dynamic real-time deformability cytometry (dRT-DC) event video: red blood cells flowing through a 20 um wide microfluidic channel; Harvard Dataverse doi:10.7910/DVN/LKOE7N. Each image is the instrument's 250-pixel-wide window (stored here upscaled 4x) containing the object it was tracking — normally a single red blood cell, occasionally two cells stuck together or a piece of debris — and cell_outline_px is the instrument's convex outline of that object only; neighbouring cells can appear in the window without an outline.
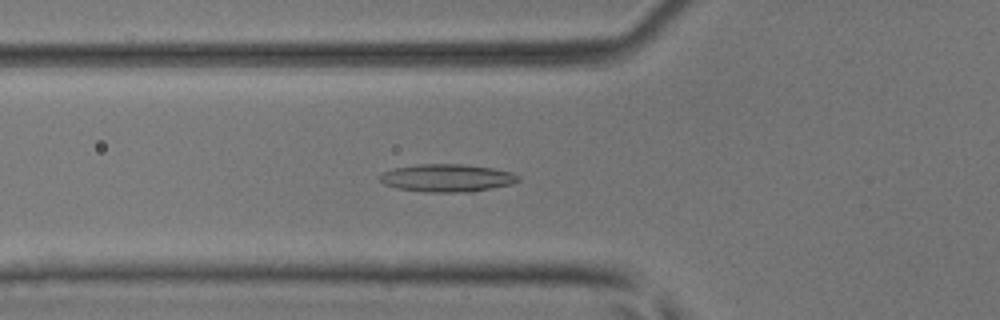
{"species": "common noctule bat (a hibernating species)", "species_latin": "Nyctalus noctula", "temperature_condition": "room temperature", "stored_images_in_passage": 36, "camera_frame_rate_fps": 3000, "um_per_image_px": 0.085, "animal": {"sex": "male", "body_mass_g": 17.9, "forearm_length_mm": 54.2}, "frame": {"image": 1, "passage_image": 10, "time_ms": 3.0, "image_size_px": [1000, 320], "cell_outline_px": [[520, 180], [512, 184], [472, 192], [428, 192], [396, 188], [384, 184], [376, 176], [392, 168], [420, 164], [460, 164], [492, 168], [512, 172], [520, 176]], "centroid_in_image_um": [37.99, 15.13], "position_along_channel_um": 87.8, "area_um2": 22.48}}
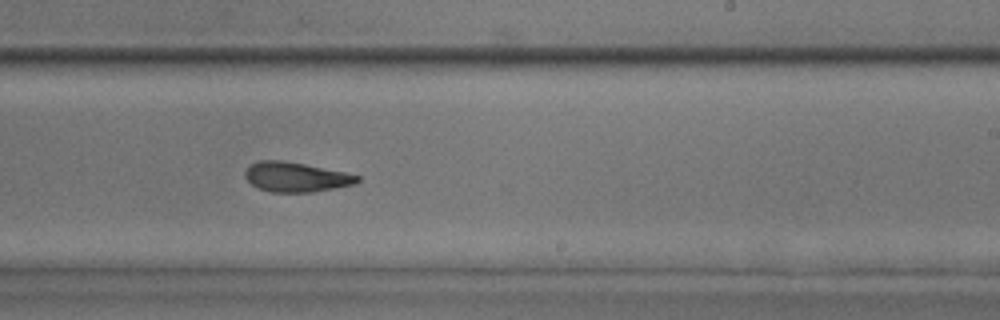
{"frame": {"image": 2, "passage_image": 23, "time_ms": 7.333, "image_size_px": [1000, 320], "cell_outline_px": [[360, 180], [356, 184], [312, 192], [272, 192], [256, 188], [244, 176], [244, 172], [252, 164], [260, 160], [284, 160], [344, 172], [360, 176]], "centroid_in_image_um": [25.15, 15.05], "position_along_channel_um": 263.9, "area_um2": 19.36}}
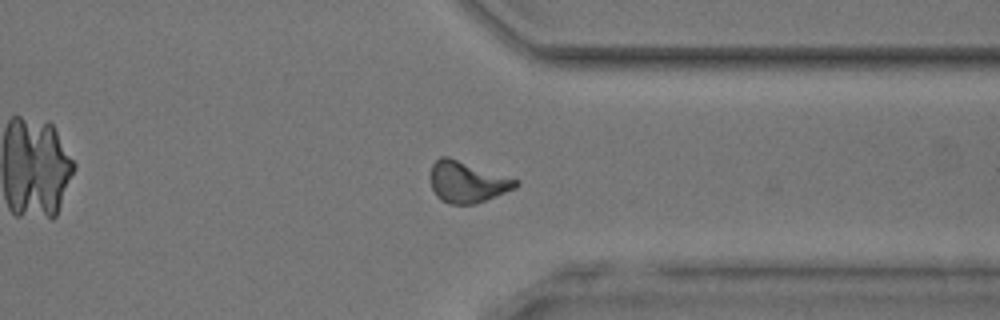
{"frame": {"image": 3, "passage_image": 31, "time_ms": 10.0, "image_size_px": [1000, 320], "cell_outline_px": [[520, 184], [516, 188], [476, 204], [448, 204], [440, 200], [436, 196], [432, 188], [432, 164], [440, 156], [448, 156], [520, 180]], "centroid_in_image_um": [39.74, 15.47], "position_along_channel_um": 371.7, "area_um2": 20.58}, "authors_computed_cell_mechanics": {"area_um2": 20.1144, "velocity_mm_per_s": 4.0749, "shape_relaxation_time_tau1_ms": null, "shape_relaxation_time_tau2_ms": 3.3346, "deformation_change_tau1": null, "deformation_change_tau2": 0.1295}}